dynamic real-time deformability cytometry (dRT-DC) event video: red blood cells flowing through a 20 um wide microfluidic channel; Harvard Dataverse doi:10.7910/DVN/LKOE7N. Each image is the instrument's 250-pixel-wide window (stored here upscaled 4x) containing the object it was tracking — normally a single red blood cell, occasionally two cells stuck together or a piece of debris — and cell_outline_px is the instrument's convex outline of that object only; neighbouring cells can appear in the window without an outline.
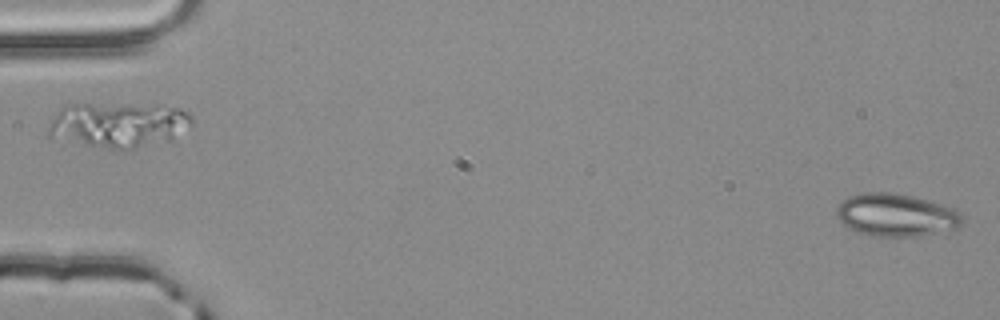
{"species": "common noctule bat (a hibernating species)", "species_latin": "Nyctalus noctula", "temperature_condition": "room temperature", "stored_images_in_passage": 54, "camera_frame_rate_fps": 3000, "um_per_image_px": 0.085, "animal": {"sex": "male", "body_mass_g": 20.4}, "frame": {"image": 1, "passage_image": 1, "time_ms": 0.0, "image_size_px": [1000, 320], "cell_outline_px": [[964, 220], [956, 228], [920, 236], [868, 236], [844, 224], [836, 216], [836, 208], [848, 196], [864, 192], [896, 192], [912, 196], [940, 204], [952, 208], [960, 212]], "centroid_in_image_um": [76.16, 18.27], "position_along_channel_um": 8.8, "area_um2": 31.1}}
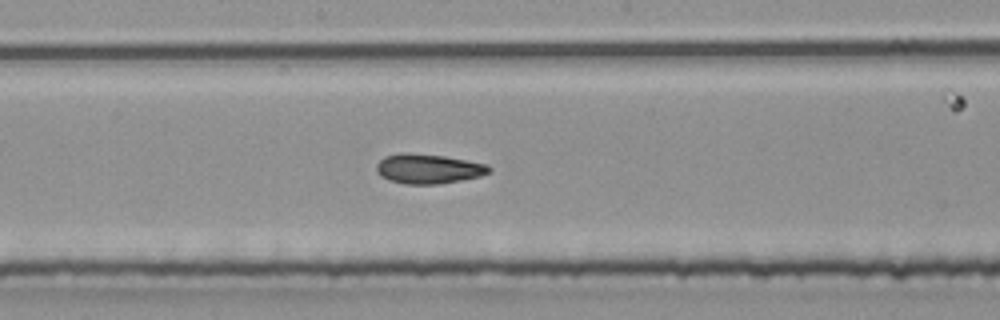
{"frame": {"image": 2, "passage_image": 29, "time_ms": 9.333, "image_size_px": [1000, 320], "cell_outline_px": [[492, 172], [480, 176], [440, 184], [404, 184], [388, 180], [380, 176], [376, 172], [376, 164], [384, 156], [400, 152], [408, 152], [444, 156], [488, 164], [492, 168]], "centroid_in_image_um": [36.39, 14.34], "position_along_channel_um": 211.8, "area_um2": 19.77}}
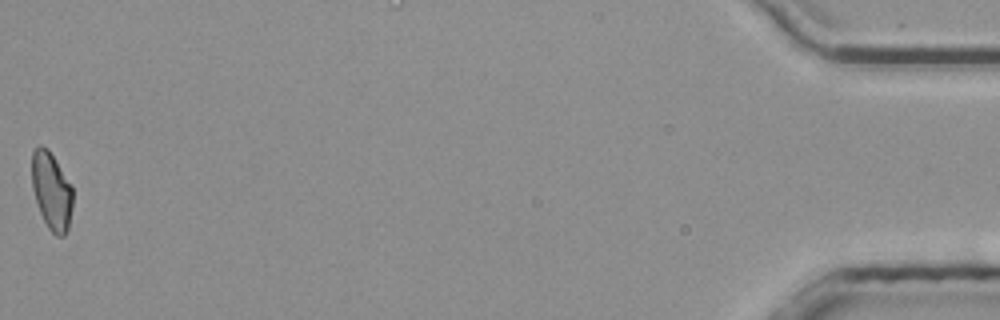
{"frame": {"image": 3, "passage_image": 54, "time_ms": 17.667, "image_size_px": [1000, 320], "cell_outline_px": [[72, 208], [68, 228], [64, 236], [56, 236], [48, 228], [40, 212], [32, 188], [32, 152], [40, 144], [48, 148], [72, 184]], "centroid_in_image_um": [4.39, 16.21], "position_along_channel_um": 430.8, "area_um2": 18.55}, "authors_computed_cell_mechanics": {"area_um2": 19.3341, "velocity_mm_per_s": 3.8813, "shape_relaxation_time_tau1_ms": 9.9493, "shape_relaxation_time_tau2_ms": 3.2356, "deformation_change_tau1": 0.1642, "deformation_change_tau2": 0.0797}}